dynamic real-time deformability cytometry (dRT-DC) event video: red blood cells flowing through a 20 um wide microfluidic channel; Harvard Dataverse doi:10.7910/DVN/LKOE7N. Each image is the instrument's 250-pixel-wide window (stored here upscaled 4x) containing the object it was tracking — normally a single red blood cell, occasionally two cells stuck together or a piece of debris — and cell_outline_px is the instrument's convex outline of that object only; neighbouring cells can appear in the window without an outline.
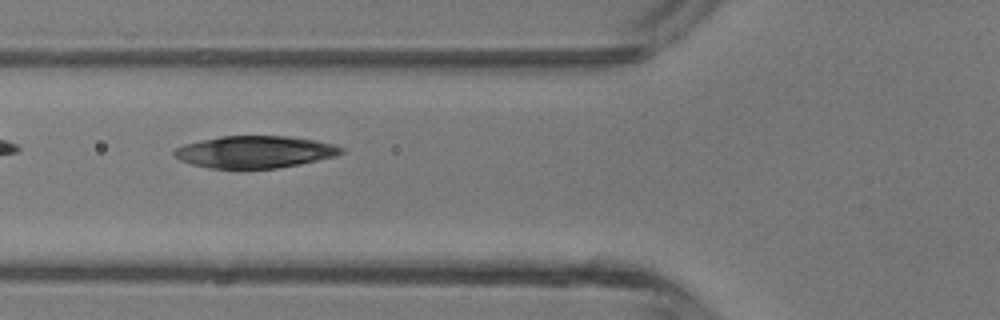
{"species": "common noctule bat (a hibernating species)", "species_latin": "Nyctalus noctula", "temperature_condition": "room temperature", "stored_images_in_passage": 4, "camera_frame_rate_fps": 3000, "um_per_image_px": 0.085, "animal": {"sex": "male", "body_mass_g": 13.3}, "frame": {"image": 1, "passage_image": 4, "time_ms": 1.0, "image_size_px": [1000, 320], "cell_outline_px": [[344, 152], [336, 156], [300, 164], [276, 168], [208, 168], [192, 164], [180, 160], [172, 156], [172, 152], [176, 148], [184, 144], [200, 140], [220, 136], [288, 136], [316, 140], [336, 144], [344, 148]], "centroid_in_image_um": [21.67, 12.9], "position_along_channel_um": 104.1, "area_um2": 31.39}}